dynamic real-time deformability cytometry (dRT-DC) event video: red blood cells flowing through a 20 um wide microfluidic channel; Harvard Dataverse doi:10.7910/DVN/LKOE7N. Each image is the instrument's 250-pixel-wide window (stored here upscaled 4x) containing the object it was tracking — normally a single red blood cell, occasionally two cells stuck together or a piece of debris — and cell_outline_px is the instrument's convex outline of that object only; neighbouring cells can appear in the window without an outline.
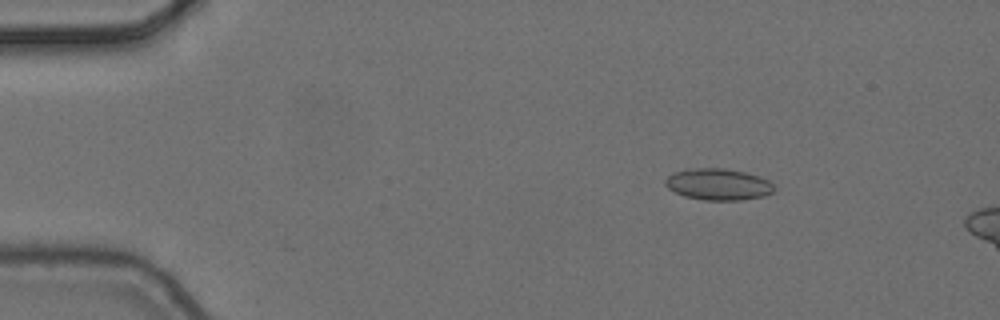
{"species": "common noctule bat (a hibernating species)", "species_latin": "Nyctalus noctula", "temperature_condition": "cold", "stored_images_in_passage": 5, "camera_frame_rate_fps": 3000, "um_per_image_px": 0.085, "animal": {"sex": "female", "body_mass_g": 24.6, "forearm_length_mm": 56.2}, "frame": {"image": 1, "passage_image": 3, "time_ms": 0.667, "image_size_px": [1000, 320], "cell_outline_px": [[776, 188], [772, 192], [764, 196], [740, 200], [704, 200], [684, 196], [668, 188], [664, 184], [664, 180], [668, 176], [676, 172], [688, 168], [724, 168], [744, 172], [768, 180]], "centroid_in_image_um": [61.03, 15.67], "position_along_channel_um": 24.0, "area_um2": 19.88}}